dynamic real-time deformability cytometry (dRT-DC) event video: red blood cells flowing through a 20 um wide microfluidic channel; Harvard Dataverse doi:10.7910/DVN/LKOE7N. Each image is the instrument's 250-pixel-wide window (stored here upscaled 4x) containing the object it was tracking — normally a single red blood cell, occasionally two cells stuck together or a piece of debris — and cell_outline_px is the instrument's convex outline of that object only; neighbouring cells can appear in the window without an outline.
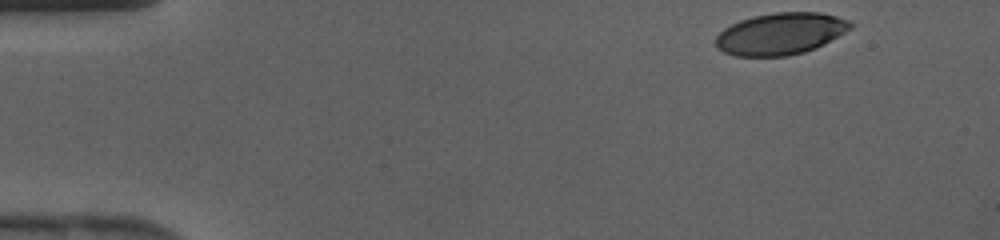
{"species": "human", "species_latin": "Homo sapiens", "temperature_condition": "cold", "stored_images_in_passage": 35, "camera_frame_rate_fps": 3000, "um_per_image_px": 0.085, "donor": {"sex": "female"}, "frame": {"image": 1, "passage_image": 1, "time_ms": 0.0, "image_size_px": [1000, 240], "cell_outline_px": [[852, 28], [824, 44], [816, 48], [804, 52], [788, 56], [736, 56], [724, 52], [716, 48], [716, 36], [724, 28], [740, 20], [752, 16], [776, 12], [820, 12], [852, 20]], "centroid_in_image_um": [66.36, 2.86], "position_along_channel_um": 18.6, "area_um2": 33.0}}
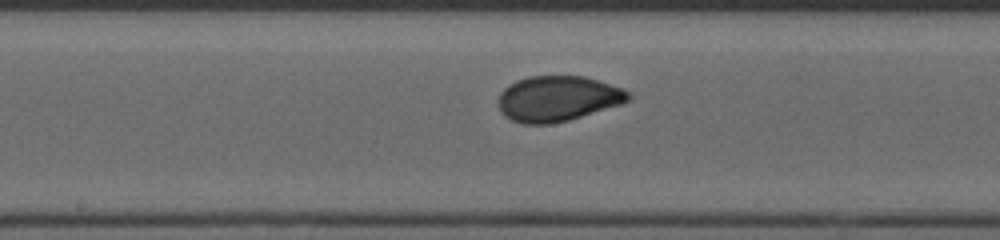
{"frame": {"image": 2, "passage_image": 19, "time_ms": 6.0, "image_size_px": [1000, 240], "cell_outline_px": [[632, 100], [620, 104], [568, 120], [548, 124], [520, 124], [504, 116], [500, 112], [496, 104], [500, 92], [508, 84], [516, 80], [528, 76], [584, 76], [624, 88], [632, 96]], "centroid_in_image_um": [47.36, 8.38], "position_along_channel_um": 200.8, "area_um2": 34.74}}
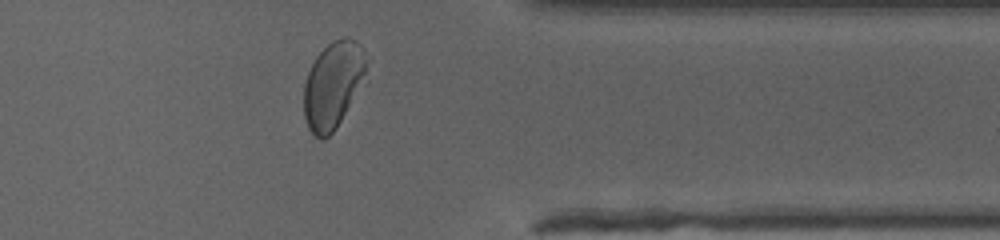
{"frame": {"image": 3, "passage_image": 31, "time_ms": 10.0, "image_size_px": [1000, 240], "cell_outline_px": [[372, 60], [368, 84], [336, 128], [328, 136], [320, 140], [308, 128], [304, 116], [304, 84], [308, 72], [316, 56], [332, 40], [344, 36], [348, 36], [360, 44], [364, 48]], "centroid_in_image_um": [28.46, 7.17], "position_along_channel_um": 382.9, "area_um2": 33.58}}